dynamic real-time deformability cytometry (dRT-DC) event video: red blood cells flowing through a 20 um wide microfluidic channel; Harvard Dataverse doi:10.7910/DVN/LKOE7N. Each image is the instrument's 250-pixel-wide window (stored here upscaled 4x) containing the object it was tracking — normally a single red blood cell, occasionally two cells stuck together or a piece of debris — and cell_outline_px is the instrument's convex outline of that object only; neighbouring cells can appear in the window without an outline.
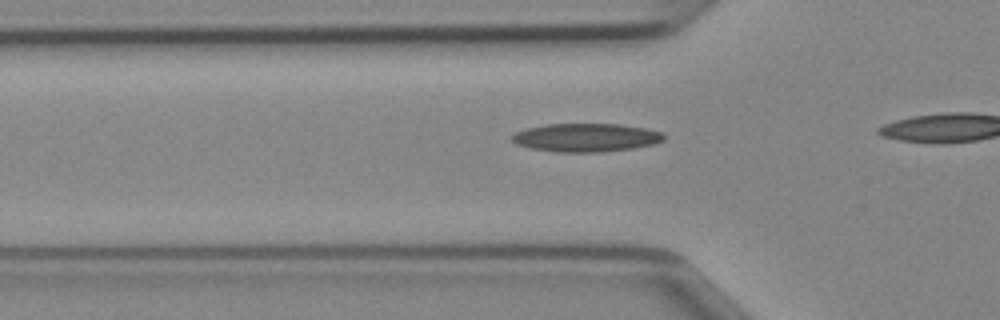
{"species": "Egyptian fruit bat (a non-hibernating species)", "species_latin": "Rousettus aegyptiacus", "temperature_condition": "cold", "stored_images_in_passage": 19, "camera_frame_rate_fps": 3000, "um_per_image_px": 0.085, "animal": {"sex": "female"}, "frame": {"image": 1, "passage_image": 11, "time_ms": 3.333, "image_size_px": [1000, 320], "cell_outline_px": [[664, 140], [656, 144], [632, 148], [600, 152], [556, 152], [528, 148], [516, 144], [512, 140], [512, 136], [516, 132], [524, 128], [544, 124], [620, 124], [644, 128], [664, 132]], "centroid_in_image_um": [49.8, 11.69], "position_along_channel_um": 76.0, "area_um2": 25.32}}